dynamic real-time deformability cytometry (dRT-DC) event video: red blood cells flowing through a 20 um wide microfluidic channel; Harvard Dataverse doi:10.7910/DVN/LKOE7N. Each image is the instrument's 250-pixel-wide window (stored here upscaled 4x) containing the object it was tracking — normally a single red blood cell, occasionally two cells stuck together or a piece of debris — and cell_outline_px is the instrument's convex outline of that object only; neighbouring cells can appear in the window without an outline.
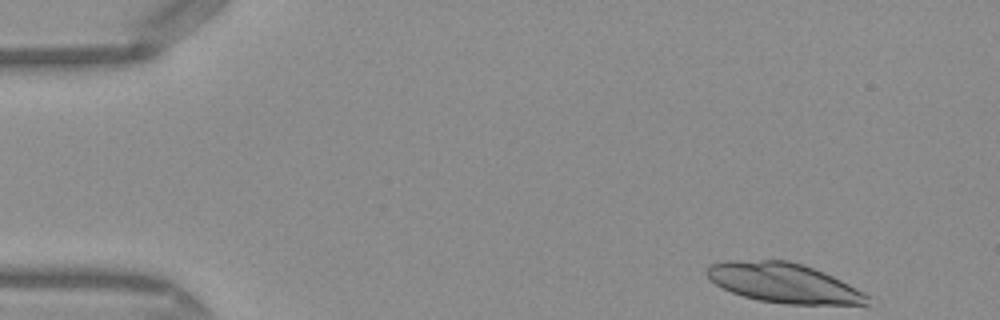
{"species": "Egyptian fruit bat (a non-hibernating species)", "species_latin": "Rousettus aegyptiacus", "temperature_condition": "warm", "stored_images_in_passage": 46, "segment_of_instrument_passage": [1, 2], "camera_frame_rate_fps": 3000, "um_per_image_px": 0.085, "frame": {"image": 1, "passage_image": 1, "time_ms": 0.0, "image_size_px": [1000, 320], "cell_outline_px": [[868, 304], [784, 304], [760, 300], [744, 296], [732, 292], [716, 284], [708, 276], [708, 268], [712, 264], [728, 260], [788, 260], [804, 264], [824, 272], [856, 288], [868, 296]], "centroid_in_image_um": [66.61, 24.04], "position_along_channel_um": 18.4, "area_um2": 36.53}}